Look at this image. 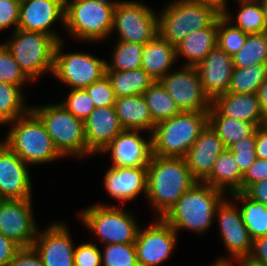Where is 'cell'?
<instances>
[{"label": "cell", "mask_w": 267, "mask_h": 266, "mask_svg": "<svg viewBox=\"0 0 267 266\" xmlns=\"http://www.w3.org/2000/svg\"><path fill=\"white\" fill-rule=\"evenodd\" d=\"M21 92L20 86L0 82V124L11 123L31 110L23 108Z\"/></svg>", "instance_id": "obj_35"}, {"label": "cell", "mask_w": 267, "mask_h": 266, "mask_svg": "<svg viewBox=\"0 0 267 266\" xmlns=\"http://www.w3.org/2000/svg\"><path fill=\"white\" fill-rule=\"evenodd\" d=\"M255 133L232 144L228 149L234 154V158L244 173L257 159Z\"/></svg>", "instance_id": "obj_42"}, {"label": "cell", "mask_w": 267, "mask_h": 266, "mask_svg": "<svg viewBox=\"0 0 267 266\" xmlns=\"http://www.w3.org/2000/svg\"><path fill=\"white\" fill-rule=\"evenodd\" d=\"M9 266H44L38 253L31 248H21L14 256Z\"/></svg>", "instance_id": "obj_47"}, {"label": "cell", "mask_w": 267, "mask_h": 266, "mask_svg": "<svg viewBox=\"0 0 267 266\" xmlns=\"http://www.w3.org/2000/svg\"><path fill=\"white\" fill-rule=\"evenodd\" d=\"M205 95L212 102L227 93L234 70L232 57L216 45L196 66Z\"/></svg>", "instance_id": "obj_16"}, {"label": "cell", "mask_w": 267, "mask_h": 266, "mask_svg": "<svg viewBox=\"0 0 267 266\" xmlns=\"http://www.w3.org/2000/svg\"><path fill=\"white\" fill-rule=\"evenodd\" d=\"M255 138L257 158L267 159V127L264 125L257 126L255 130Z\"/></svg>", "instance_id": "obj_51"}, {"label": "cell", "mask_w": 267, "mask_h": 266, "mask_svg": "<svg viewBox=\"0 0 267 266\" xmlns=\"http://www.w3.org/2000/svg\"><path fill=\"white\" fill-rule=\"evenodd\" d=\"M114 107L124 130L154 131V121L143 95L118 97Z\"/></svg>", "instance_id": "obj_25"}, {"label": "cell", "mask_w": 267, "mask_h": 266, "mask_svg": "<svg viewBox=\"0 0 267 266\" xmlns=\"http://www.w3.org/2000/svg\"><path fill=\"white\" fill-rule=\"evenodd\" d=\"M142 95L149 107L154 126L181 112L176 102L159 81H155Z\"/></svg>", "instance_id": "obj_31"}, {"label": "cell", "mask_w": 267, "mask_h": 266, "mask_svg": "<svg viewBox=\"0 0 267 266\" xmlns=\"http://www.w3.org/2000/svg\"><path fill=\"white\" fill-rule=\"evenodd\" d=\"M58 41L42 32L15 30L5 46L12 53L23 72L34 80L41 73L53 71L55 48Z\"/></svg>", "instance_id": "obj_7"}, {"label": "cell", "mask_w": 267, "mask_h": 266, "mask_svg": "<svg viewBox=\"0 0 267 266\" xmlns=\"http://www.w3.org/2000/svg\"><path fill=\"white\" fill-rule=\"evenodd\" d=\"M31 111L40 119L62 156L87 154L84 121L76 118L62 104L32 108Z\"/></svg>", "instance_id": "obj_6"}, {"label": "cell", "mask_w": 267, "mask_h": 266, "mask_svg": "<svg viewBox=\"0 0 267 266\" xmlns=\"http://www.w3.org/2000/svg\"><path fill=\"white\" fill-rule=\"evenodd\" d=\"M32 248L44 266H74L75 248L65 225L55 223L42 233H37Z\"/></svg>", "instance_id": "obj_17"}, {"label": "cell", "mask_w": 267, "mask_h": 266, "mask_svg": "<svg viewBox=\"0 0 267 266\" xmlns=\"http://www.w3.org/2000/svg\"><path fill=\"white\" fill-rule=\"evenodd\" d=\"M265 179H267V159L257 158L243 173L241 192H244L250 185Z\"/></svg>", "instance_id": "obj_45"}, {"label": "cell", "mask_w": 267, "mask_h": 266, "mask_svg": "<svg viewBox=\"0 0 267 266\" xmlns=\"http://www.w3.org/2000/svg\"><path fill=\"white\" fill-rule=\"evenodd\" d=\"M215 213L219 218L224 244L232 254L231 256L236 260L247 258L251 252L252 239L243 222L240 210H236L232 203L222 199Z\"/></svg>", "instance_id": "obj_19"}, {"label": "cell", "mask_w": 267, "mask_h": 266, "mask_svg": "<svg viewBox=\"0 0 267 266\" xmlns=\"http://www.w3.org/2000/svg\"><path fill=\"white\" fill-rule=\"evenodd\" d=\"M12 123L14 126L4 143L27 165L28 163H46L62 157L45 126L31 110L24 116L16 118Z\"/></svg>", "instance_id": "obj_5"}, {"label": "cell", "mask_w": 267, "mask_h": 266, "mask_svg": "<svg viewBox=\"0 0 267 266\" xmlns=\"http://www.w3.org/2000/svg\"><path fill=\"white\" fill-rule=\"evenodd\" d=\"M217 45V18L205 28L198 29L187 35L175 46L177 55L187 57L186 65L197 66Z\"/></svg>", "instance_id": "obj_26"}, {"label": "cell", "mask_w": 267, "mask_h": 266, "mask_svg": "<svg viewBox=\"0 0 267 266\" xmlns=\"http://www.w3.org/2000/svg\"><path fill=\"white\" fill-rule=\"evenodd\" d=\"M101 259L103 266H139L134 243L107 244Z\"/></svg>", "instance_id": "obj_39"}, {"label": "cell", "mask_w": 267, "mask_h": 266, "mask_svg": "<svg viewBox=\"0 0 267 266\" xmlns=\"http://www.w3.org/2000/svg\"><path fill=\"white\" fill-rule=\"evenodd\" d=\"M208 124V112H180L155 125L152 137V155L185 157Z\"/></svg>", "instance_id": "obj_3"}, {"label": "cell", "mask_w": 267, "mask_h": 266, "mask_svg": "<svg viewBox=\"0 0 267 266\" xmlns=\"http://www.w3.org/2000/svg\"><path fill=\"white\" fill-rule=\"evenodd\" d=\"M65 0H26L20 5L18 29L42 32L58 42L50 26L59 18L64 24Z\"/></svg>", "instance_id": "obj_18"}, {"label": "cell", "mask_w": 267, "mask_h": 266, "mask_svg": "<svg viewBox=\"0 0 267 266\" xmlns=\"http://www.w3.org/2000/svg\"><path fill=\"white\" fill-rule=\"evenodd\" d=\"M144 44L118 41L113 52V63H106V70L128 71L141 68Z\"/></svg>", "instance_id": "obj_38"}, {"label": "cell", "mask_w": 267, "mask_h": 266, "mask_svg": "<svg viewBox=\"0 0 267 266\" xmlns=\"http://www.w3.org/2000/svg\"><path fill=\"white\" fill-rule=\"evenodd\" d=\"M85 226L94 231L107 244L134 243L139 230L132 215L122 208L95 205L81 213Z\"/></svg>", "instance_id": "obj_9"}, {"label": "cell", "mask_w": 267, "mask_h": 266, "mask_svg": "<svg viewBox=\"0 0 267 266\" xmlns=\"http://www.w3.org/2000/svg\"><path fill=\"white\" fill-rule=\"evenodd\" d=\"M97 2L103 4V5H108L110 7H116L120 2H111L107 0H96Z\"/></svg>", "instance_id": "obj_55"}, {"label": "cell", "mask_w": 267, "mask_h": 266, "mask_svg": "<svg viewBox=\"0 0 267 266\" xmlns=\"http://www.w3.org/2000/svg\"><path fill=\"white\" fill-rule=\"evenodd\" d=\"M61 104L82 121H85L96 108L85 89H71L67 101Z\"/></svg>", "instance_id": "obj_41"}, {"label": "cell", "mask_w": 267, "mask_h": 266, "mask_svg": "<svg viewBox=\"0 0 267 266\" xmlns=\"http://www.w3.org/2000/svg\"><path fill=\"white\" fill-rule=\"evenodd\" d=\"M62 40L55 48L52 73L71 89H85L106 75V61L87 53L61 52Z\"/></svg>", "instance_id": "obj_10"}, {"label": "cell", "mask_w": 267, "mask_h": 266, "mask_svg": "<svg viewBox=\"0 0 267 266\" xmlns=\"http://www.w3.org/2000/svg\"><path fill=\"white\" fill-rule=\"evenodd\" d=\"M241 9L236 17L237 28L244 33L257 34L267 31V22L260 0H239Z\"/></svg>", "instance_id": "obj_36"}, {"label": "cell", "mask_w": 267, "mask_h": 266, "mask_svg": "<svg viewBox=\"0 0 267 266\" xmlns=\"http://www.w3.org/2000/svg\"><path fill=\"white\" fill-rule=\"evenodd\" d=\"M175 59V46L157 35L144 44L141 68L155 81H159L168 73Z\"/></svg>", "instance_id": "obj_27"}, {"label": "cell", "mask_w": 267, "mask_h": 266, "mask_svg": "<svg viewBox=\"0 0 267 266\" xmlns=\"http://www.w3.org/2000/svg\"><path fill=\"white\" fill-rule=\"evenodd\" d=\"M176 233L163 218L139 229L134 242L139 266H158L165 261L176 244Z\"/></svg>", "instance_id": "obj_14"}, {"label": "cell", "mask_w": 267, "mask_h": 266, "mask_svg": "<svg viewBox=\"0 0 267 266\" xmlns=\"http://www.w3.org/2000/svg\"><path fill=\"white\" fill-rule=\"evenodd\" d=\"M225 149L223 141L207 124L184 157L197 182H204L210 176L215 160Z\"/></svg>", "instance_id": "obj_21"}, {"label": "cell", "mask_w": 267, "mask_h": 266, "mask_svg": "<svg viewBox=\"0 0 267 266\" xmlns=\"http://www.w3.org/2000/svg\"><path fill=\"white\" fill-rule=\"evenodd\" d=\"M242 178L243 173L234 158V154L226 148L215 160L210 176L204 183L222 192L227 190L224 189L225 187L229 188L230 194H232L234 192H241Z\"/></svg>", "instance_id": "obj_28"}, {"label": "cell", "mask_w": 267, "mask_h": 266, "mask_svg": "<svg viewBox=\"0 0 267 266\" xmlns=\"http://www.w3.org/2000/svg\"><path fill=\"white\" fill-rule=\"evenodd\" d=\"M264 126L267 127V117H265Z\"/></svg>", "instance_id": "obj_59"}, {"label": "cell", "mask_w": 267, "mask_h": 266, "mask_svg": "<svg viewBox=\"0 0 267 266\" xmlns=\"http://www.w3.org/2000/svg\"><path fill=\"white\" fill-rule=\"evenodd\" d=\"M26 163L0 142V200L31 198L32 184Z\"/></svg>", "instance_id": "obj_15"}, {"label": "cell", "mask_w": 267, "mask_h": 266, "mask_svg": "<svg viewBox=\"0 0 267 266\" xmlns=\"http://www.w3.org/2000/svg\"><path fill=\"white\" fill-rule=\"evenodd\" d=\"M101 251L96 244H81L74 250V266H101Z\"/></svg>", "instance_id": "obj_44"}, {"label": "cell", "mask_w": 267, "mask_h": 266, "mask_svg": "<svg viewBox=\"0 0 267 266\" xmlns=\"http://www.w3.org/2000/svg\"><path fill=\"white\" fill-rule=\"evenodd\" d=\"M231 195L244 203L240 212L251 239L267 236V206L250 199L243 192H234Z\"/></svg>", "instance_id": "obj_32"}, {"label": "cell", "mask_w": 267, "mask_h": 266, "mask_svg": "<svg viewBox=\"0 0 267 266\" xmlns=\"http://www.w3.org/2000/svg\"><path fill=\"white\" fill-rule=\"evenodd\" d=\"M223 192L204 182H196L168 211L163 219L177 232L189 229L204 232L213 222Z\"/></svg>", "instance_id": "obj_2"}, {"label": "cell", "mask_w": 267, "mask_h": 266, "mask_svg": "<svg viewBox=\"0 0 267 266\" xmlns=\"http://www.w3.org/2000/svg\"><path fill=\"white\" fill-rule=\"evenodd\" d=\"M95 107L114 106L116 97L110 79L105 75L102 79L85 88Z\"/></svg>", "instance_id": "obj_43"}, {"label": "cell", "mask_w": 267, "mask_h": 266, "mask_svg": "<svg viewBox=\"0 0 267 266\" xmlns=\"http://www.w3.org/2000/svg\"><path fill=\"white\" fill-rule=\"evenodd\" d=\"M20 5L12 0H0V30L11 25L18 29Z\"/></svg>", "instance_id": "obj_46"}, {"label": "cell", "mask_w": 267, "mask_h": 266, "mask_svg": "<svg viewBox=\"0 0 267 266\" xmlns=\"http://www.w3.org/2000/svg\"><path fill=\"white\" fill-rule=\"evenodd\" d=\"M267 77V63L246 68H234L228 93L257 94L258 88Z\"/></svg>", "instance_id": "obj_33"}, {"label": "cell", "mask_w": 267, "mask_h": 266, "mask_svg": "<svg viewBox=\"0 0 267 266\" xmlns=\"http://www.w3.org/2000/svg\"><path fill=\"white\" fill-rule=\"evenodd\" d=\"M192 1H200V2H207L215 5L217 8H219L221 11L226 9V0H192Z\"/></svg>", "instance_id": "obj_53"}, {"label": "cell", "mask_w": 267, "mask_h": 266, "mask_svg": "<svg viewBox=\"0 0 267 266\" xmlns=\"http://www.w3.org/2000/svg\"><path fill=\"white\" fill-rule=\"evenodd\" d=\"M248 258L267 266V236L252 240V248Z\"/></svg>", "instance_id": "obj_49"}, {"label": "cell", "mask_w": 267, "mask_h": 266, "mask_svg": "<svg viewBox=\"0 0 267 266\" xmlns=\"http://www.w3.org/2000/svg\"><path fill=\"white\" fill-rule=\"evenodd\" d=\"M212 266H231V265L226 259L224 260V258H222Z\"/></svg>", "instance_id": "obj_56"}, {"label": "cell", "mask_w": 267, "mask_h": 266, "mask_svg": "<svg viewBox=\"0 0 267 266\" xmlns=\"http://www.w3.org/2000/svg\"><path fill=\"white\" fill-rule=\"evenodd\" d=\"M234 68L267 63V31L248 34L243 47L232 56Z\"/></svg>", "instance_id": "obj_34"}, {"label": "cell", "mask_w": 267, "mask_h": 266, "mask_svg": "<svg viewBox=\"0 0 267 266\" xmlns=\"http://www.w3.org/2000/svg\"><path fill=\"white\" fill-rule=\"evenodd\" d=\"M27 80L31 79L20 68L10 50L5 44H0V82L21 87Z\"/></svg>", "instance_id": "obj_40"}, {"label": "cell", "mask_w": 267, "mask_h": 266, "mask_svg": "<svg viewBox=\"0 0 267 266\" xmlns=\"http://www.w3.org/2000/svg\"><path fill=\"white\" fill-rule=\"evenodd\" d=\"M257 96L260 104L261 111L267 117V77L263 80L258 88Z\"/></svg>", "instance_id": "obj_52"}, {"label": "cell", "mask_w": 267, "mask_h": 266, "mask_svg": "<svg viewBox=\"0 0 267 266\" xmlns=\"http://www.w3.org/2000/svg\"><path fill=\"white\" fill-rule=\"evenodd\" d=\"M243 193L267 206V179L250 185Z\"/></svg>", "instance_id": "obj_50"}, {"label": "cell", "mask_w": 267, "mask_h": 266, "mask_svg": "<svg viewBox=\"0 0 267 266\" xmlns=\"http://www.w3.org/2000/svg\"><path fill=\"white\" fill-rule=\"evenodd\" d=\"M238 262L240 263L239 266H265L264 264L255 262L251 259L247 258H240L238 259Z\"/></svg>", "instance_id": "obj_54"}, {"label": "cell", "mask_w": 267, "mask_h": 266, "mask_svg": "<svg viewBox=\"0 0 267 266\" xmlns=\"http://www.w3.org/2000/svg\"><path fill=\"white\" fill-rule=\"evenodd\" d=\"M31 204V198L0 200V233L21 248H31L38 233Z\"/></svg>", "instance_id": "obj_13"}, {"label": "cell", "mask_w": 267, "mask_h": 266, "mask_svg": "<svg viewBox=\"0 0 267 266\" xmlns=\"http://www.w3.org/2000/svg\"><path fill=\"white\" fill-rule=\"evenodd\" d=\"M138 130L119 133L102 152L111 151L112 167H147L152 156V137L146 142Z\"/></svg>", "instance_id": "obj_20"}, {"label": "cell", "mask_w": 267, "mask_h": 266, "mask_svg": "<svg viewBox=\"0 0 267 266\" xmlns=\"http://www.w3.org/2000/svg\"><path fill=\"white\" fill-rule=\"evenodd\" d=\"M20 249L21 247L13 240L0 233V266H9Z\"/></svg>", "instance_id": "obj_48"}, {"label": "cell", "mask_w": 267, "mask_h": 266, "mask_svg": "<svg viewBox=\"0 0 267 266\" xmlns=\"http://www.w3.org/2000/svg\"><path fill=\"white\" fill-rule=\"evenodd\" d=\"M197 181L184 157L152 155L147 166V197L163 218Z\"/></svg>", "instance_id": "obj_1"}, {"label": "cell", "mask_w": 267, "mask_h": 266, "mask_svg": "<svg viewBox=\"0 0 267 266\" xmlns=\"http://www.w3.org/2000/svg\"><path fill=\"white\" fill-rule=\"evenodd\" d=\"M221 13L211 3L175 0L158 17V35L176 46L190 33L208 27Z\"/></svg>", "instance_id": "obj_4"}, {"label": "cell", "mask_w": 267, "mask_h": 266, "mask_svg": "<svg viewBox=\"0 0 267 266\" xmlns=\"http://www.w3.org/2000/svg\"><path fill=\"white\" fill-rule=\"evenodd\" d=\"M138 2H120L113 13V29L120 34V41L145 44L158 35V17Z\"/></svg>", "instance_id": "obj_11"}, {"label": "cell", "mask_w": 267, "mask_h": 266, "mask_svg": "<svg viewBox=\"0 0 267 266\" xmlns=\"http://www.w3.org/2000/svg\"><path fill=\"white\" fill-rule=\"evenodd\" d=\"M229 21L230 14L224 9L217 17V45L232 57L243 47L248 34L240 28L230 26Z\"/></svg>", "instance_id": "obj_37"}, {"label": "cell", "mask_w": 267, "mask_h": 266, "mask_svg": "<svg viewBox=\"0 0 267 266\" xmlns=\"http://www.w3.org/2000/svg\"><path fill=\"white\" fill-rule=\"evenodd\" d=\"M16 3H18L19 5H21L22 3H24L26 0H12Z\"/></svg>", "instance_id": "obj_58"}, {"label": "cell", "mask_w": 267, "mask_h": 266, "mask_svg": "<svg viewBox=\"0 0 267 266\" xmlns=\"http://www.w3.org/2000/svg\"><path fill=\"white\" fill-rule=\"evenodd\" d=\"M181 71L165 74L159 82L176 102L181 112H208L210 99L205 95L195 66L185 65Z\"/></svg>", "instance_id": "obj_12"}, {"label": "cell", "mask_w": 267, "mask_h": 266, "mask_svg": "<svg viewBox=\"0 0 267 266\" xmlns=\"http://www.w3.org/2000/svg\"><path fill=\"white\" fill-rule=\"evenodd\" d=\"M264 11L265 19L267 22V0H260Z\"/></svg>", "instance_id": "obj_57"}, {"label": "cell", "mask_w": 267, "mask_h": 266, "mask_svg": "<svg viewBox=\"0 0 267 266\" xmlns=\"http://www.w3.org/2000/svg\"><path fill=\"white\" fill-rule=\"evenodd\" d=\"M104 180L105 188L115 199L129 201L141 191L147 195V167H111Z\"/></svg>", "instance_id": "obj_23"}, {"label": "cell", "mask_w": 267, "mask_h": 266, "mask_svg": "<svg viewBox=\"0 0 267 266\" xmlns=\"http://www.w3.org/2000/svg\"><path fill=\"white\" fill-rule=\"evenodd\" d=\"M106 75L112 83L116 98L142 95L155 82L142 68L128 71L106 70Z\"/></svg>", "instance_id": "obj_30"}, {"label": "cell", "mask_w": 267, "mask_h": 266, "mask_svg": "<svg viewBox=\"0 0 267 266\" xmlns=\"http://www.w3.org/2000/svg\"><path fill=\"white\" fill-rule=\"evenodd\" d=\"M208 124L226 148L245 137L252 136L257 128L254 123L222 116L212 105L208 111Z\"/></svg>", "instance_id": "obj_29"}, {"label": "cell", "mask_w": 267, "mask_h": 266, "mask_svg": "<svg viewBox=\"0 0 267 266\" xmlns=\"http://www.w3.org/2000/svg\"><path fill=\"white\" fill-rule=\"evenodd\" d=\"M115 8L96 0H65L64 25L80 39L102 40L112 33Z\"/></svg>", "instance_id": "obj_8"}, {"label": "cell", "mask_w": 267, "mask_h": 266, "mask_svg": "<svg viewBox=\"0 0 267 266\" xmlns=\"http://www.w3.org/2000/svg\"><path fill=\"white\" fill-rule=\"evenodd\" d=\"M87 154L102 150L122 131L114 106L96 107L84 121Z\"/></svg>", "instance_id": "obj_22"}, {"label": "cell", "mask_w": 267, "mask_h": 266, "mask_svg": "<svg viewBox=\"0 0 267 266\" xmlns=\"http://www.w3.org/2000/svg\"><path fill=\"white\" fill-rule=\"evenodd\" d=\"M211 105L224 117L264 125L263 115L257 94L224 93L216 97Z\"/></svg>", "instance_id": "obj_24"}]
</instances>
